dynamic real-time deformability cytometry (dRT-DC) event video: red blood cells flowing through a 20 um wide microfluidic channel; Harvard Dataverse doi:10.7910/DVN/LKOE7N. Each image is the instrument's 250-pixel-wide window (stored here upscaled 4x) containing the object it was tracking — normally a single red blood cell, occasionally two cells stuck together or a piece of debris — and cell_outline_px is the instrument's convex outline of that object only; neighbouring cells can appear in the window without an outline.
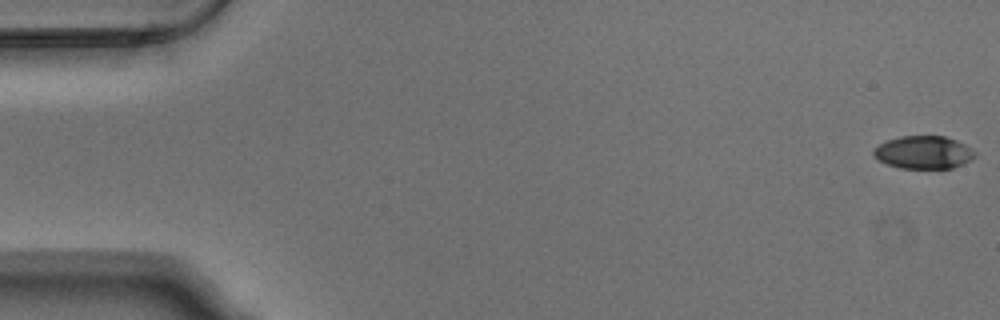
{"species": "Egyptian fruit bat (a non-hibernating species)", "species_latin": "Rousettus aegyptiacus", "temperature_condition": "warm", "stored_images_in_passage": 54, "camera_frame_rate_fps": 3000, "um_per_image_px": 0.085, "animal": {"sex": "male"}, "frame": {"image": 1, "passage_image": 1, "time_ms": 0.0, "image_size_px": [1000, 320], "cell_outline_px": [[976, 156], [972, 160], [952, 168], [900, 168], [888, 164], [872, 156], [872, 152], [880, 144], [888, 140], [900, 136], [944, 136], [956, 140], [972, 148], [976, 152]], "centroid_in_image_um": [78.54, 12.95], "position_along_channel_um": 6.5, "area_um2": 19.36}}
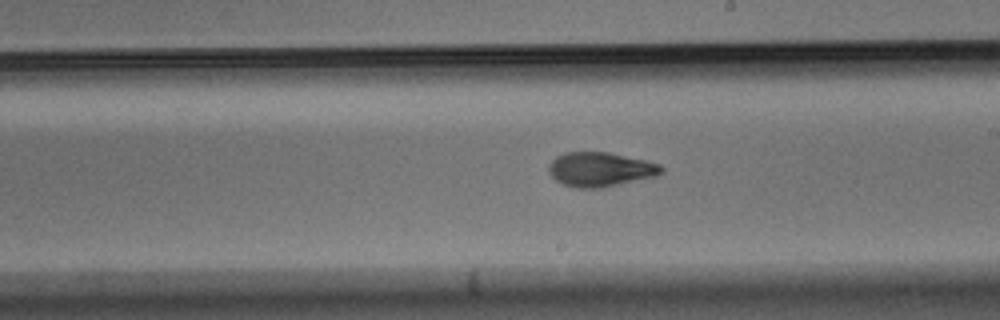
{"frame": {"image": 2, "passage_image": 31, "time_ms": 10.0, "image_size_px": [1000, 320], "cell_outline_px": [[664, 172], [652, 176], [620, 184], [600, 188], [576, 188], [564, 184], [556, 180], [552, 176], [548, 168], [548, 164], [556, 156], [564, 152], [608, 152], [648, 160], [660, 164], [664, 168]], "centroid_in_image_um": [51.02, 14.38], "position_along_channel_um": 238.0, "area_um2": 22.54}}
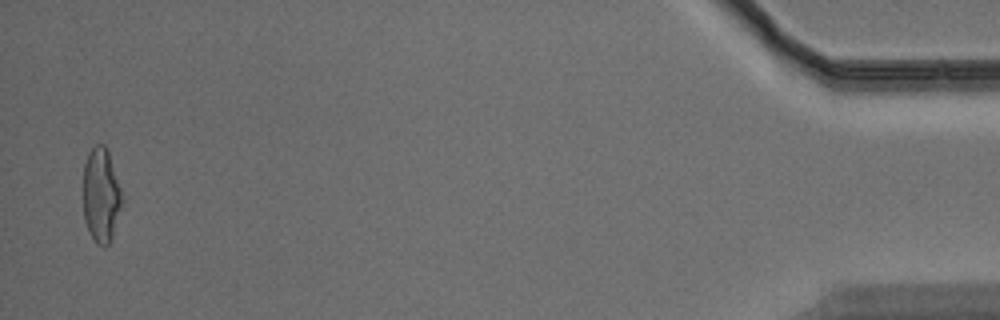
{"frame": {"image": 3, "passage_image": 53, "time_ms": 17.333, "image_size_px": [1000, 320], "cell_outline_px": [[120, 208], [112, 236], [108, 244], [104, 248], [96, 244], [84, 220], [84, 164], [88, 152], [96, 144], [104, 144], [108, 148], [120, 188]], "centroid_in_image_um": [8.57, 16.56], "position_along_channel_um": 426.6, "area_um2": 20.98}, "authors_computed_cell_mechanics": {"area_um2": 21.7328, "velocity_mm_per_s": 3.7806, "shape_relaxation_time_tau1_ms": 4.2046, "shape_relaxation_time_tau2_ms": 2.6593, "deformation_change_tau1": 0.216, "deformation_change_tau2": 0.0938}}